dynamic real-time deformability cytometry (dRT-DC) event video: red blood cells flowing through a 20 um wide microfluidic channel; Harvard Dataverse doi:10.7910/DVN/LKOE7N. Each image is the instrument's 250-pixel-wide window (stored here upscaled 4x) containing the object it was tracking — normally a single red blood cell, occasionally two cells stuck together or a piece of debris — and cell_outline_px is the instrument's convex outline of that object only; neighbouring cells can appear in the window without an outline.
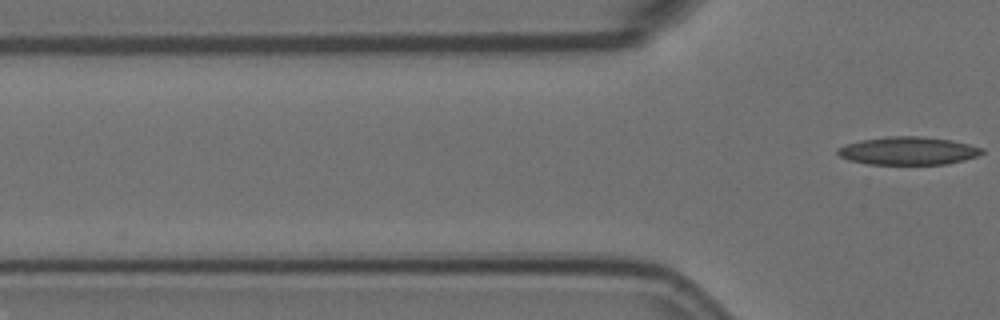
{"species": "Egyptian fruit bat (a non-hibernating species)", "species_latin": "Rousettus aegyptiacus", "temperature_condition": "room temperature", "stored_images_in_passage": 2, "camera_frame_rate_fps": 3000, "um_per_image_px": 0.085, "animal": {"sex": "female"}, "frame": {"image": 1, "passage_image": 2, "time_ms": 0.333, "image_size_px": [1000, 320], "cell_outline_px": [[984, 152], [976, 156], [964, 160], [948, 164], [868, 164], [848, 160], [840, 156], [836, 152], [836, 148], [844, 144], [860, 140], [888, 136], [924, 136], [952, 140], [984, 148]], "centroid_in_image_um": [77.17, 12.81], "position_along_channel_um": 48.6, "area_um2": 23.76}}